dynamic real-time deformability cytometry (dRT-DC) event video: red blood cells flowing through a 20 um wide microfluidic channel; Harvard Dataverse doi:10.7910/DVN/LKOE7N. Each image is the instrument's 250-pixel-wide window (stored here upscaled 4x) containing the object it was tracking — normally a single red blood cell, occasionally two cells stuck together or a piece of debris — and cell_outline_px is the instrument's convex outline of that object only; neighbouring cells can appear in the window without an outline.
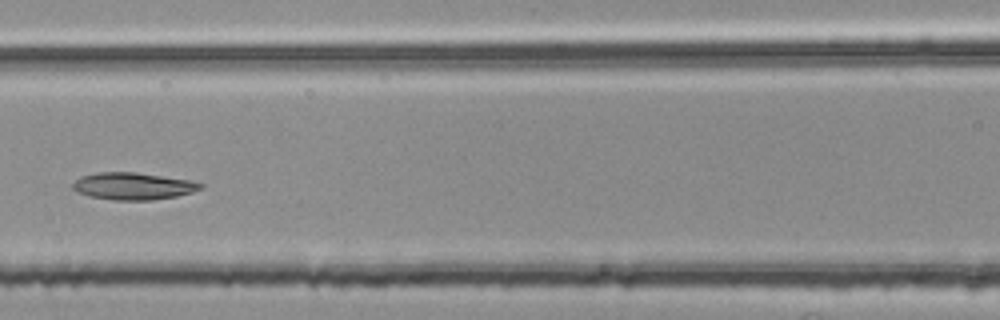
{"species": "common noctule bat (a hibernating species)", "species_latin": "Nyctalus noctula", "temperature_condition": "room temperature", "stored_images_in_passage": 5, "camera_frame_rate_fps": 3000, "um_per_image_px": 0.085, "animal": {"sex": "female", "body_mass_g": 25.1}, "frame": {"image": 1, "passage_image": 5, "time_ms": 1.333, "image_size_px": [1000, 320], "cell_outline_px": [[204, 188], [192, 192], [176, 196], [152, 200], [116, 200], [92, 196], [76, 192], [72, 188], [72, 184], [80, 176], [96, 172], [136, 172], [188, 180], [204, 184]], "centroid_in_image_um": [11.3, 15.81], "position_along_channel_um": 155.3, "area_um2": 20.11}}